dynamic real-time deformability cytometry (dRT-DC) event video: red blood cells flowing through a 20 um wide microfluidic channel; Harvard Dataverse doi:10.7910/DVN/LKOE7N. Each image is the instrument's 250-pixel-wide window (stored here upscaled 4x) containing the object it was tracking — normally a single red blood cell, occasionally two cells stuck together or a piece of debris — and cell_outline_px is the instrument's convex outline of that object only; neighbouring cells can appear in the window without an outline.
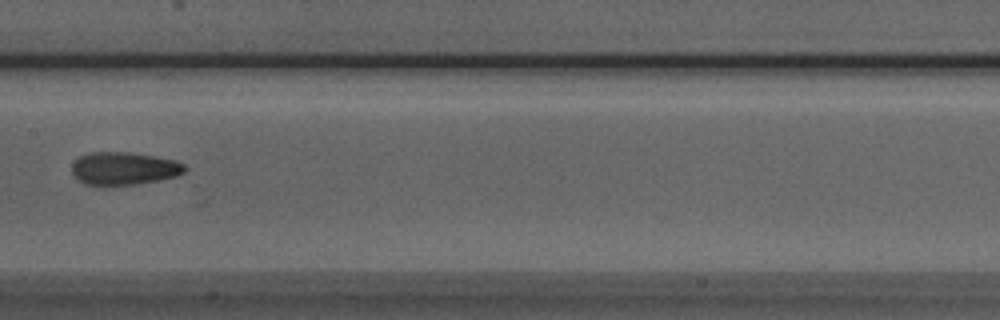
{"species": "Egyptian fruit bat (a non-hibernating species)", "species_latin": "Rousettus aegyptiacus", "temperature_condition": "room temperature", "stored_images_in_passage": 4, "camera_frame_rate_fps": 3000, "um_per_image_px": 0.085, "animal": {"sex": "male"}, "frame": {"image": 1, "passage_image": 4, "time_ms": 1.0, "image_size_px": [1000, 320], "cell_outline_px": [[188, 168], [184, 172], [176, 176], [136, 184], [84, 184], [72, 172], [72, 164], [80, 156], [88, 152], [128, 152], [176, 160], [184, 164]], "centroid_in_image_um": [10.55, 14.3], "position_along_channel_um": 196.8, "area_um2": 21.21}}